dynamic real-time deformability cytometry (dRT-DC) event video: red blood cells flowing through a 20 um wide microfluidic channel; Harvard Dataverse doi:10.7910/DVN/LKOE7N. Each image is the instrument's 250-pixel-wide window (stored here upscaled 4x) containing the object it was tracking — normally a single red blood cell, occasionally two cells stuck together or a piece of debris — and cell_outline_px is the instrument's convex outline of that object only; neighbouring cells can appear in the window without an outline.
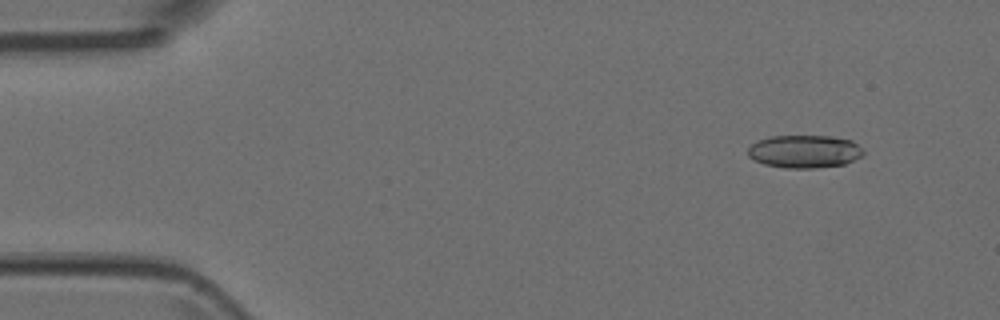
{"species": "Egyptian fruit bat (a non-hibernating species)", "species_latin": "Rousettus aegyptiacus", "temperature_condition": "room temperature", "stored_images_in_passage": 6, "camera_frame_rate_fps": 3000, "um_per_image_px": 0.085, "animal": {"sex": "female"}, "frame": {"image": 1, "passage_image": 2, "time_ms": 0.333, "image_size_px": [1000, 320], "cell_outline_px": [[864, 152], [860, 156], [844, 164], [812, 168], [784, 168], [764, 164], [748, 156], [748, 148], [752, 144], [760, 140], [772, 136], [828, 136], [852, 140]], "centroid_in_image_um": [68.36, 12.87], "position_along_channel_um": 16.6, "area_um2": 21.79}}